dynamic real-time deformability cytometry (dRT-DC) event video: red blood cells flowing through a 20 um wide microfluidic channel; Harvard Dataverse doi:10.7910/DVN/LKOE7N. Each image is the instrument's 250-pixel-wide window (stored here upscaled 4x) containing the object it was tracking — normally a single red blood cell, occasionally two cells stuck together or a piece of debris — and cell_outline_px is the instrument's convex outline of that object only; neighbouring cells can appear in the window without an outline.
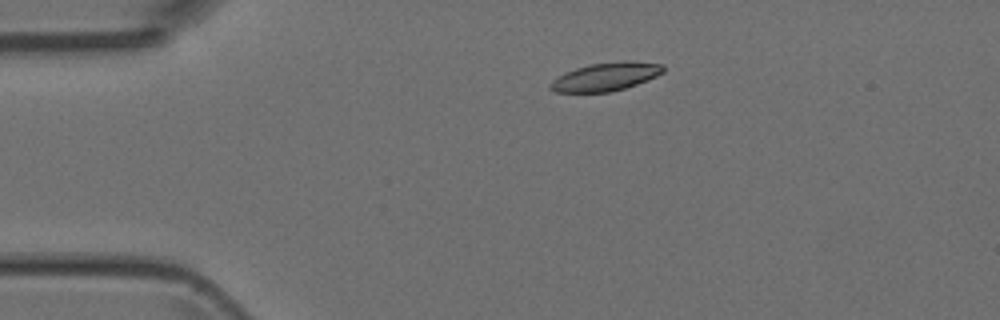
{"species": "Egyptian fruit bat (a non-hibernating species)", "species_latin": "Rousettus aegyptiacus", "temperature_condition": "room temperature", "stored_images_in_passage": 4, "camera_frame_rate_fps": 3000, "um_per_image_px": 0.085, "animal": {"sex": "female"}, "frame": {"image": 1, "passage_image": 2, "time_ms": 1.0, "image_size_px": [1000, 320], "cell_outline_px": [[664, 72], [648, 80], [624, 88], [608, 92], [552, 92], [548, 88], [548, 84], [552, 80], [564, 72], [576, 68], [592, 64], [664, 64]], "centroid_in_image_um": [51.35, 6.59], "position_along_channel_um": 33.6, "area_um2": 17.63}}
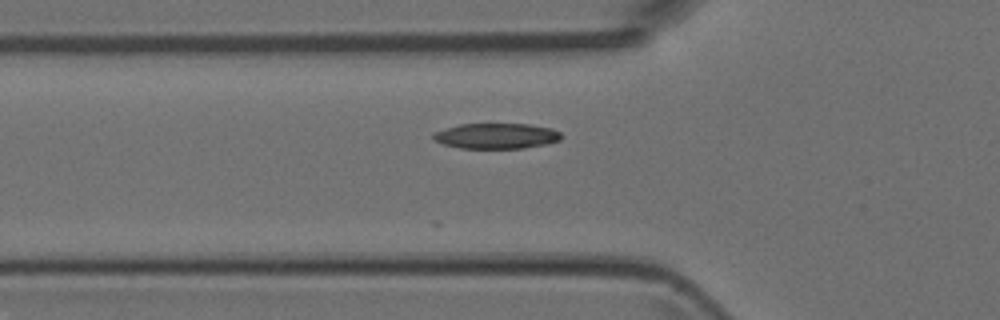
{"frame": {"image": 2, "passage_image": 4, "time_ms": 3.333, "image_size_px": [1000, 320], "cell_outline_px": [[560, 140], [544, 144], [524, 148], [460, 148], [444, 144], [432, 140], [432, 136], [436, 132], [460, 124], [528, 124], [552, 128], [560, 132]], "centroid_in_image_um": [42.19, 11.56], "position_along_channel_um": 83.6, "area_um2": 18.79}}